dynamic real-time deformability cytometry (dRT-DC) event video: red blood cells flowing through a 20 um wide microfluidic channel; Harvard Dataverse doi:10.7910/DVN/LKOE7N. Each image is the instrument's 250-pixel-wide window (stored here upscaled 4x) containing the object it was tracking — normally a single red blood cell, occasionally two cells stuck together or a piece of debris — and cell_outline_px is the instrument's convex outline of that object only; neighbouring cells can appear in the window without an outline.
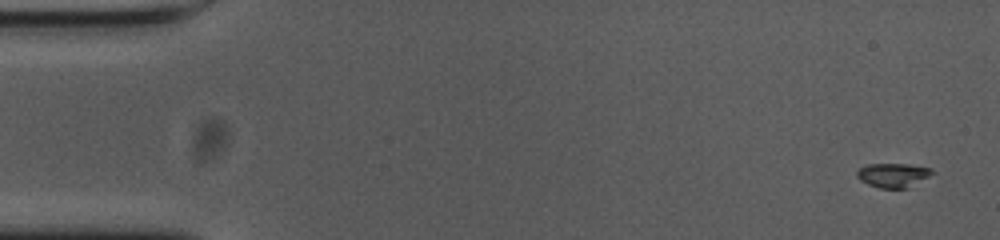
{"species": "common noctule bat (a hibernating species)", "species_latin": "Nyctalus noctula", "temperature_condition": "cold", "stored_images_in_passage": 55, "camera_frame_rate_fps": 3000, "um_per_image_px": 0.085, "animal": {"sex": "female", "body_mass_g": 23.0, "forearm_length_mm": 53.4}, "frame": {"image": 1, "passage_image": 1, "time_ms": 0.0, "image_size_px": [1000, 240], "cell_outline_px": [[936, 172], [908, 188], [880, 188], [868, 184], [860, 180], [856, 176], [856, 172], [860, 168], [868, 164], [908, 164], [932, 168]], "centroid_in_image_um": [75.93, 14.88], "position_along_channel_um": 9.1, "area_um2": 10.64}}
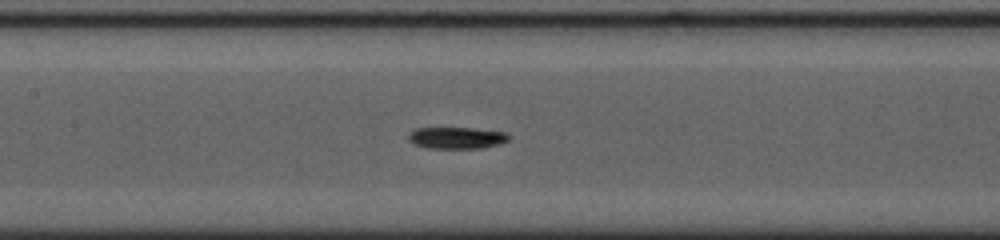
{"frame": {"image": 2, "passage_image": 25, "time_ms": 8.0, "image_size_px": [1000, 240], "cell_outline_px": [[508, 140], [484, 148], [428, 148], [416, 144], [408, 140], [408, 136], [412, 128], [472, 128], [504, 132], [508, 136]], "centroid_in_image_um": [38.76, 11.71], "position_along_channel_um": 168.6, "area_um2": 12.48}}
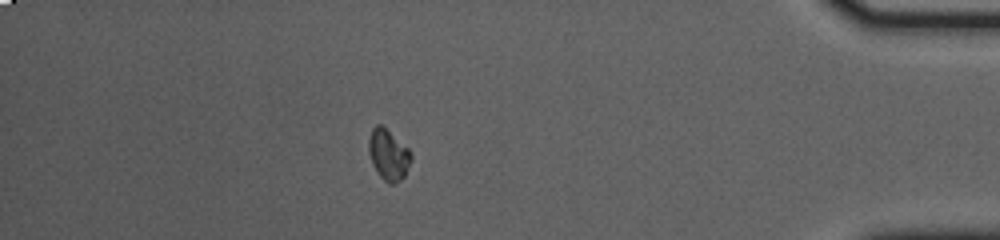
{"frame": {"image": 3, "passage_image": 48, "time_ms": 15.667, "image_size_px": [1000, 240], "cell_outline_px": [[412, 160], [404, 176], [396, 184], [388, 184], [376, 172], [372, 164], [368, 152], [368, 140], [372, 128], [376, 124], [380, 124], [408, 148], [412, 152]], "centroid_in_image_um": [33.01, 13.17], "position_along_channel_um": 402.2, "area_um2": 12.66}, "authors_computed_cell_mechanics": {"area_um2": 12.427, "velocity_mm_per_s": 3.648, "shape_relaxation_time_tau1_ms": 5.5233, "shape_relaxation_time_tau2_ms": null, "deformation_change_tau1": 0.1138, "deformation_change_tau2": null}}